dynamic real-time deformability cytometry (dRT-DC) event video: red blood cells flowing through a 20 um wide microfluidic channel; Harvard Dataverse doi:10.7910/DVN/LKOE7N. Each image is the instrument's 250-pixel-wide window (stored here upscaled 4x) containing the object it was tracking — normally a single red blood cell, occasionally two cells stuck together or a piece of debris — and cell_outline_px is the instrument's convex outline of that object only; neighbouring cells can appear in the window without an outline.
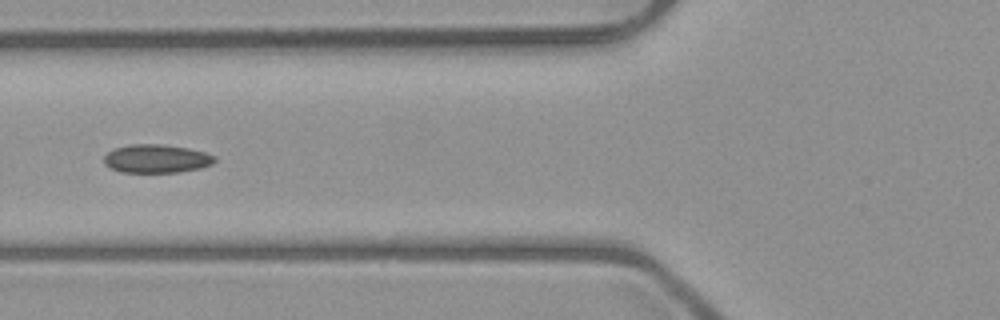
{"species": "common noctule bat (a hibernating species)", "species_latin": "Nyctalus noctula", "temperature_condition": "room temperature", "stored_images_in_passage": 6, "camera_frame_rate_fps": 3000, "um_per_image_px": 0.085, "animal": {"sex": "male", "body_mass_g": 23.1, "forearm_length_mm": 52.7}, "frame": {"image": 1, "passage_image": 5, "time_ms": 5.667, "image_size_px": [1000, 320], "cell_outline_px": [[216, 160], [212, 164], [200, 168], [180, 172], [120, 172], [104, 164], [104, 156], [108, 152], [116, 148], [132, 144], [160, 144], [188, 148], [204, 152], [216, 156]], "centroid_in_image_um": [13.31, 13.49], "position_along_channel_um": 112.5, "area_um2": 18.26}}
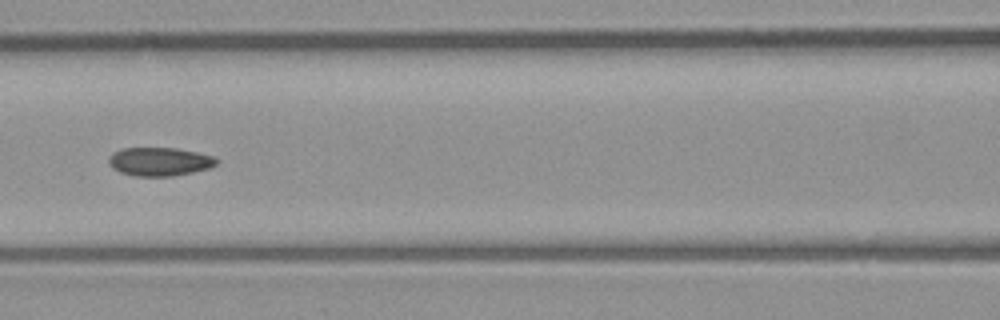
{"frame": {"image": 2, "passage_image": 6, "time_ms": 6.667, "image_size_px": [1000, 320], "cell_outline_px": [[220, 160], [212, 168], [172, 176], [136, 176], [120, 172], [112, 168], [108, 164], [108, 156], [112, 152], [120, 148], [176, 148], [216, 156]], "centroid_in_image_um": [13.57, 13.73], "position_along_channel_um": 153.0, "area_um2": 18.21}}